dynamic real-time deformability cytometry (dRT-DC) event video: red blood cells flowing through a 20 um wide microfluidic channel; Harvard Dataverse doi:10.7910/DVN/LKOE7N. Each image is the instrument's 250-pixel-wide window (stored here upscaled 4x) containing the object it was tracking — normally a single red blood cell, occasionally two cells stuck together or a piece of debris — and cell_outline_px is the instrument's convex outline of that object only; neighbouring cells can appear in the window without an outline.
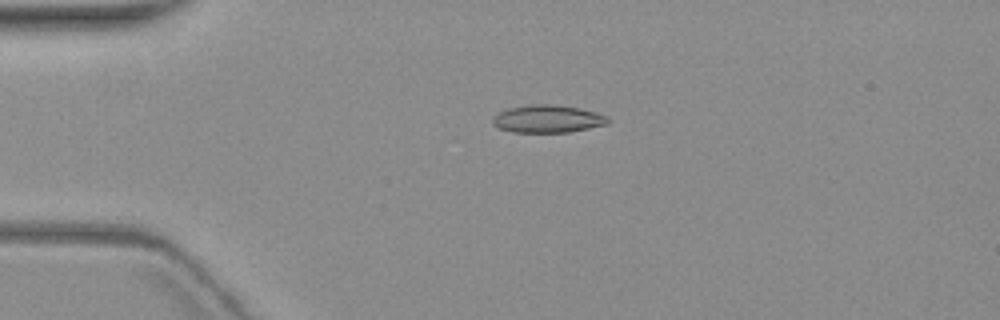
{"species": "common noctule bat (a hibernating species)", "species_latin": "Nyctalus noctula", "temperature_condition": "warm", "stored_images_in_passage": 5, "camera_frame_rate_fps": 3000, "um_per_image_px": 0.085, "animal": {"sex": "female", "body_mass_g": 19.3, "forearm_length_mm": 54.1}, "frame": {"image": 1, "passage_image": 4, "time_ms": 3.667, "image_size_px": [1000, 320], "cell_outline_px": [[612, 120], [608, 124], [568, 132], [512, 132], [500, 128], [492, 124], [492, 120], [496, 112], [508, 108], [528, 104], [556, 104], [580, 108], [596, 112], [608, 116]], "centroid_in_image_um": [46.56, 10.09], "position_along_channel_um": 38.4, "area_um2": 18.84}}